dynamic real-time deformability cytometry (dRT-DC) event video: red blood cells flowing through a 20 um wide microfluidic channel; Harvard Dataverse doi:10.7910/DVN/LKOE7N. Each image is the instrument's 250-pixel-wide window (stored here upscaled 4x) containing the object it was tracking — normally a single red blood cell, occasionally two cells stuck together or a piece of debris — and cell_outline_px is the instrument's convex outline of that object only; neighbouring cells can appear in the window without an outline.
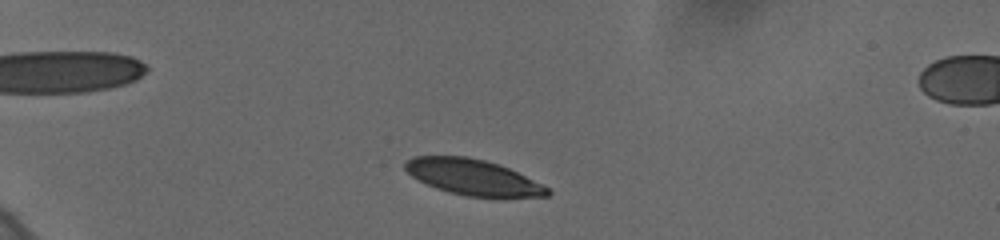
{"species": "human", "species_latin": "Homo sapiens", "temperature_condition": "cold", "stored_images_in_passage": 47, "camera_frame_rate_fps": 3000, "um_per_image_px": 0.085, "donor": {"sex": "female"}, "frame": {"image": 1, "passage_image": 5, "time_ms": 1.333, "image_size_px": [1000, 240], "cell_outline_px": [[552, 192], [548, 196], [468, 196], [448, 192], [436, 188], [412, 176], [404, 168], [404, 164], [408, 160], [416, 156], [468, 156], [484, 160], [508, 168], [548, 188]], "centroid_in_image_um": [40.15, 15.05], "position_along_channel_um": 44.8, "area_um2": 28.84}}
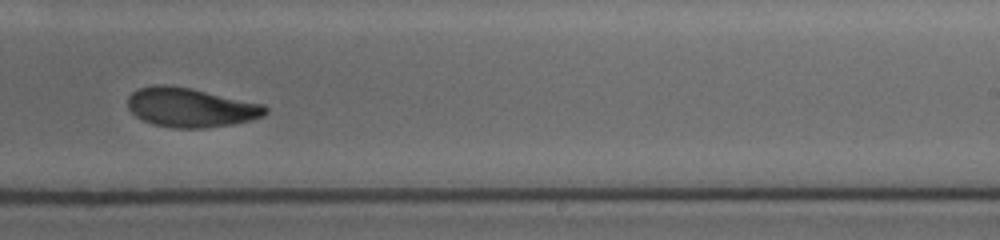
{"frame": {"image": 2, "passage_image": 29, "time_ms": 9.333, "image_size_px": [1000, 240], "cell_outline_px": [[268, 112], [264, 116], [232, 124], [204, 128], [172, 128], [152, 124], [136, 116], [128, 108], [128, 96], [136, 88], [156, 84], [164, 84], [192, 88], [264, 104], [268, 108]], "centroid_in_image_um": [16.19, 9.12], "position_along_channel_um": 272.8, "area_um2": 31.67}}
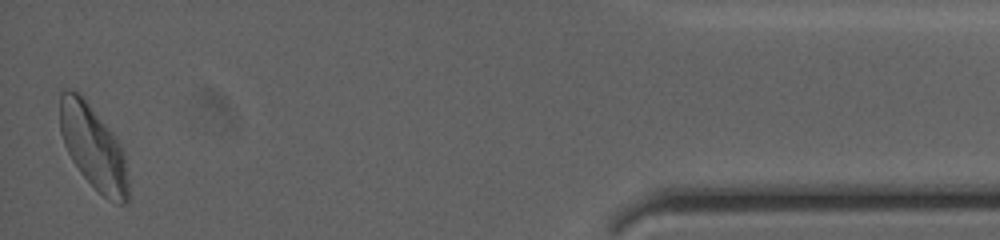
{"frame": {"image": 3, "passage_image": 47, "time_ms": 15.333, "image_size_px": [1000, 240], "cell_outline_px": [[128, 200], [124, 204], [116, 204], [108, 200], [80, 172], [72, 160], [64, 144], [60, 132], [60, 92], [64, 88], [68, 88], [84, 96], [112, 132], [120, 144], [124, 156], [128, 180]], "centroid_in_image_um": [7.92, 12.48], "position_along_channel_um": 427.3, "area_um2": 33.29}, "authors_computed_cell_mechanics": {"area_um2": 31.9056, "velocity_mm_per_s": 3.5983, "shape_relaxation_time_tau1_ms": 3.7033, "shape_relaxation_time_tau2_ms": 3.9226, "deformation_change_tau1": 0.1232, "deformation_change_tau2": 0.0927}}